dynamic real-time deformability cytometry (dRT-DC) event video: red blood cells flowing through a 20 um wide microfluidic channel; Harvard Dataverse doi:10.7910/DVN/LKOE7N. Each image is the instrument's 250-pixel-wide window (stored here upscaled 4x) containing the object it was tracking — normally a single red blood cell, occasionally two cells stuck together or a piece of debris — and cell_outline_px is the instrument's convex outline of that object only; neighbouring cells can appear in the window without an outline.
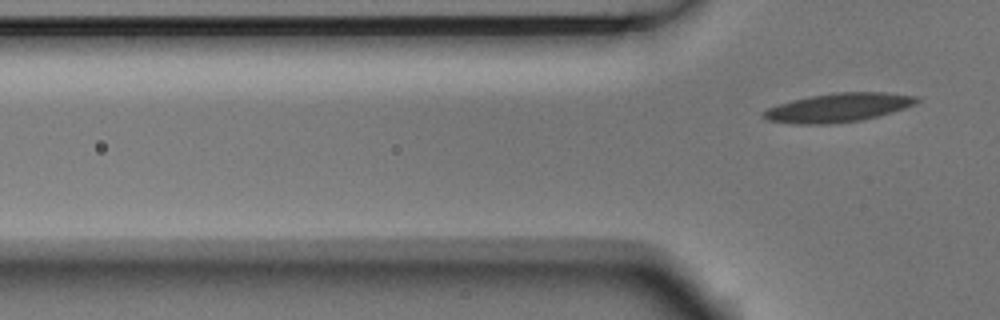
{"species": "Egyptian fruit bat (a non-hibernating species)", "species_latin": "Rousettus aegyptiacus", "temperature_condition": "room temperature", "stored_images_in_passage": 5, "segment_of_instrument_passage": [2, 2], "camera_frame_rate_fps": 3000, "um_per_image_px": 0.085, "animal": {"sex": "male"}, "frame": {"image": 1, "passage_image": 5, "time_ms": 1.333, "image_size_px": [1000, 320], "cell_outline_px": [[920, 100], [916, 104], [892, 112], [860, 120], [832, 124], [792, 124], [768, 120], [760, 116], [760, 112], [768, 108], [792, 100], [812, 96], [836, 92], [884, 92], [920, 96]], "centroid_in_image_um": [71.25, 9.15], "position_along_channel_um": 54.5, "area_um2": 25.78}}